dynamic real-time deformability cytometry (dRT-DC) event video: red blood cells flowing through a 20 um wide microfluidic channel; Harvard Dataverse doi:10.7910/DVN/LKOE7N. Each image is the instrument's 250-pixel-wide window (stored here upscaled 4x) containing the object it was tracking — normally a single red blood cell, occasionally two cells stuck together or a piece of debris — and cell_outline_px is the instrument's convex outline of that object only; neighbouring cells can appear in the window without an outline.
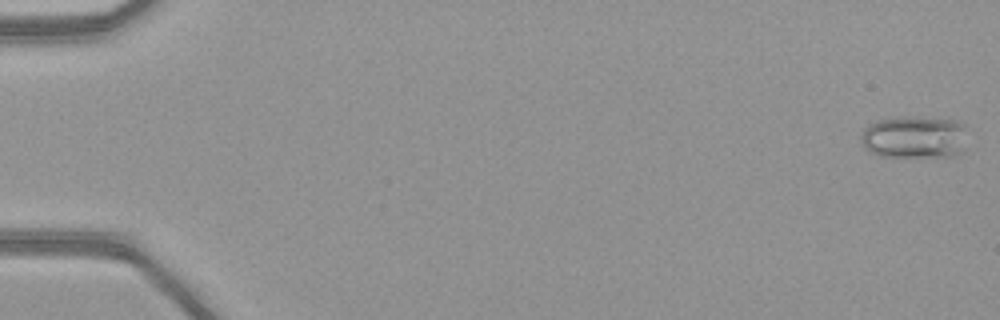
{"species": "common noctule bat (a hibernating species)", "species_latin": "Nyctalus noctula", "temperature_condition": "warm", "stored_images_in_passage": 48, "camera_frame_rate_fps": 3000, "um_per_image_px": 0.085, "animal": {"sex": "female", "body_mass_g": 21.9}, "frame": {"image": 1, "passage_image": 1, "time_ms": 0.0, "image_size_px": [1000, 320], "cell_outline_px": [[964, 152], [952, 156], [880, 156], [868, 152], [864, 148], [860, 140], [860, 132], [868, 124], [880, 120], [896, 116], [948, 116], [964, 124]], "centroid_in_image_um": [77.71, 11.61], "position_along_channel_um": 7.3, "area_um2": 27.28}}
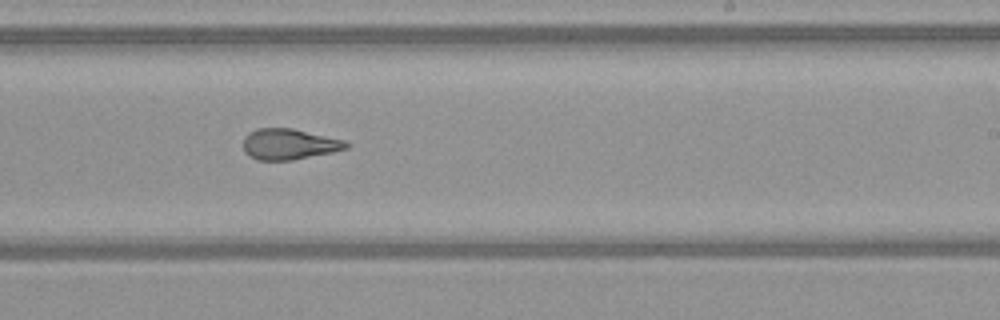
{"frame": {"image": 2, "passage_image": 32, "time_ms": 10.333, "image_size_px": [1000, 320], "cell_outline_px": [[352, 144], [348, 148], [332, 152], [292, 160], [256, 160], [248, 156], [244, 152], [244, 136], [248, 132], [256, 128], [292, 128], [344, 140]], "centroid_in_image_um": [24.55, 12.25], "position_along_channel_um": 264.4, "area_um2": 18.61}}
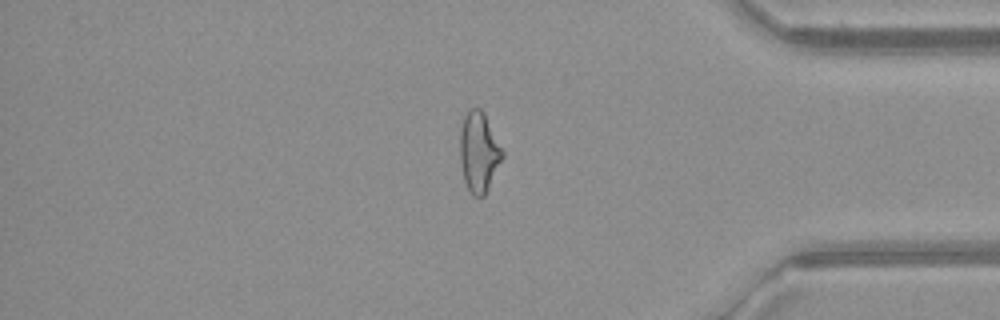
{"frame": {"image": 3, "passage_image": 43, "time_ms": 14.0, "image_size_px": [1000, 320], "cell_outline_px": [[504, 156], [484, 196], [472, 196], [464, 180], [460, 160], [460, 128], [464, 116], [468, 108], [480, 108], [484, 112], [504, 152]], "centroid_in_image_um": [40.7, 12.89], "position_along_channel_um": 394.5, "area_um2": 19.83}}